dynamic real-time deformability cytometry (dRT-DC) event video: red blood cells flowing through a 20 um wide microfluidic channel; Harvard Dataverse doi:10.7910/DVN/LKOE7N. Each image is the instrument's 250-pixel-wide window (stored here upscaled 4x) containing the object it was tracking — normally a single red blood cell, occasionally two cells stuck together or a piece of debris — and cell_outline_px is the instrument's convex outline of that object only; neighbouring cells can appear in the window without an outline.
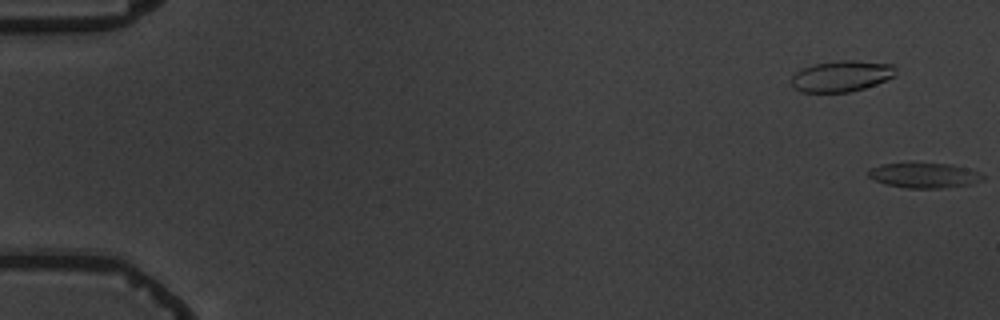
{"species": "common noctule bat (a hibernating species)", "species_latin": "Nyctalus noctula", "temperature_condition": "warm", "stored_images_in_passage": 5, "camera_frame_rate_fps": 3000, "um_per_image_px": 0.085, "animal": {"sex": "male", "body_mass_g": 19.5, "forearm_length_mm": 54.6}, "frame": {"image": 1, "passage_image": 1, "time_ms": 0.0, "image_size_px": [1000, 320], "cell_outline_px": [[896, 76], [864, 88], [848, 92], [800, 92], [792, 88], [792, 76], [796, 72], [804, 68], [816, 64], [840, 60], [852, 60], [892, 64], [896, 68]], "centroid_in_image_um": [71.53, 6.47], "position_along_channel_um": 13.5, "area_um2": 18.79}}